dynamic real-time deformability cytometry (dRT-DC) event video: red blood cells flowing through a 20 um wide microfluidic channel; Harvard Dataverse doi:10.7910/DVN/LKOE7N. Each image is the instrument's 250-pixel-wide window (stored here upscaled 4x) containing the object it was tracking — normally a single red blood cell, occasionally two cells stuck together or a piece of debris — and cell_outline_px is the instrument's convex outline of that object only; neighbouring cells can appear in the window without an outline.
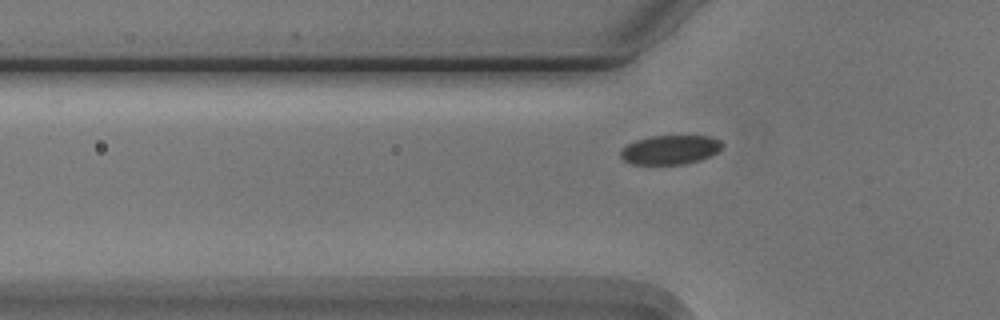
{"species": "Egyptian fruit bat (a non-hibernating species)", "species_latin": "Rousettus aegyptiacus", "temperature_condition": "cold", "stored_images_in_passage": 18, "camera_frame_rate_fps": 3000, "um_per_image_px": 0.085, "animal": {"sex": "male"}, "frame": {"image": 1, "passage_image": 8, "time_ms": 2.333, "image_size_px": [1000, 320], "cell_outline_px": [[724, 144], [716, 152], [700, 160], [684, 164], [632, 164], [624, 160], [620, 156], [620, 148], [636, 140], [648, 136], [712, 136], [720, 140]], "centroid_in_image_um": [56.94, 12.72], "position_along_channel_um": 68.9, "area_um2": 17.28}}
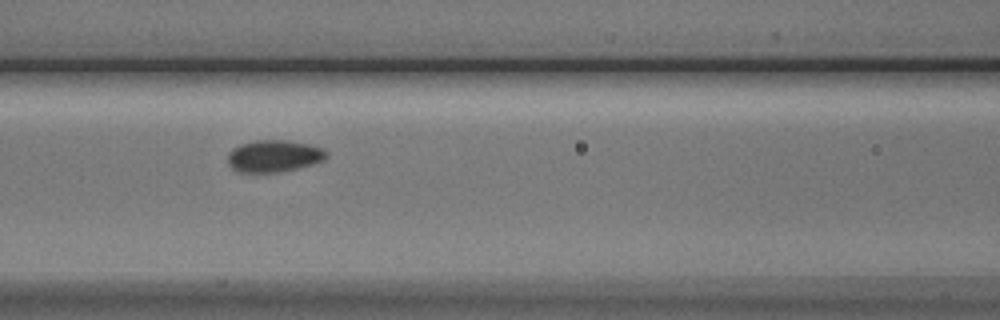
{"frame": {"image": 2, "passage_image": 14, "time_ms": 4.333, "image_size_px": [1000, 320], "cell_outline_px": [[328, 156], [324, 160], [312, 164], [280, 172], [236, 172], [228, 164], [228, 152], [232, 148], [240, 144], [256, 140], [284, 140], [308, 144], [324, 148], [328, 152]], "centroid_in_image_um": [23.27, 13.26], "position_along_channel_um": 143.3, "area_um2": 18.5}}
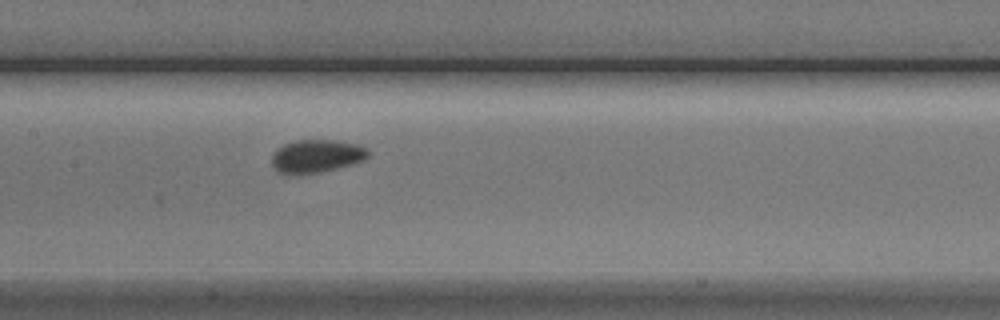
{"frame": {"image": 3, "passage_image": 17, "time_ms": 5.333, "image_size_px": [1000, 320], "cell_outline_px": [[368, 156], [364, 160], [352, 164], [320, 172], [280, 172], [272, 164], [272, 152], [276, 148], [284, 144], [296, 140], [336, 140], [356, 144], [364, 148], [368, 152]], "centroid_in_image_um": [26.9, 13.23], "position_along_channel_um": 180.5, "area_um2": 18.03}}